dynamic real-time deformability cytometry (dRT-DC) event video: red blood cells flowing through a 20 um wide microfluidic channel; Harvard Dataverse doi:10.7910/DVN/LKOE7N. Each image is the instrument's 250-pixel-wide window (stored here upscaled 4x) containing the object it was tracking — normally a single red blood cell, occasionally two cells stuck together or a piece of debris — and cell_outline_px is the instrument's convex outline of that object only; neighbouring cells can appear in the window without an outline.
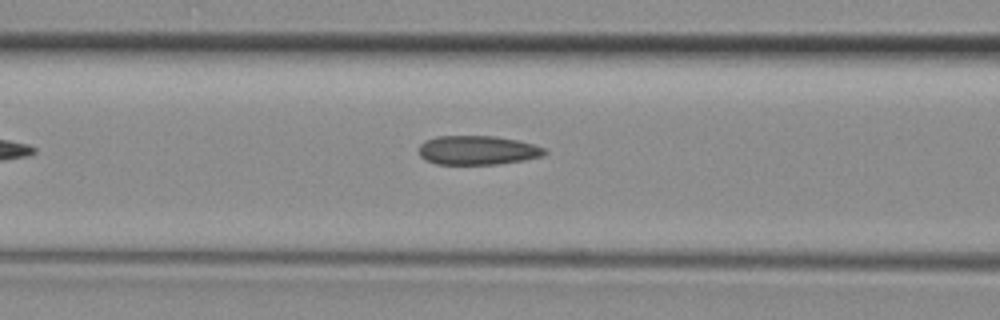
{"species": "common noctule bat (a hibernating species)", "species_latin": "Nyctalus noctula", "temperature_condition": "room temperature", "stored_images_in_passage": 22, "camera_frame_rate_fps": 3000, "um_per_image_px": 0.085, "animal": {"sex": "female", "body_mass_g": 29.2, "forearm_length_mm": 56.3}, "frame": {"image": 1, "passage_image": 4, "time_ms": 1.0, "image_size_px": [1000, 320], "cell_outline_px": [[548, 152], [544, 156], [524, 160], [500, 164], [436, 164], [424, 160], [420, 156], [420, 144], [424, 140], [436, 136], [492, 136], [516, 140], [532, 144], [544, 148]], "centroid_in_image_um": [40.58, 12.77], "position_along_channel_um": 126.0, "area_um2": 21.39}}
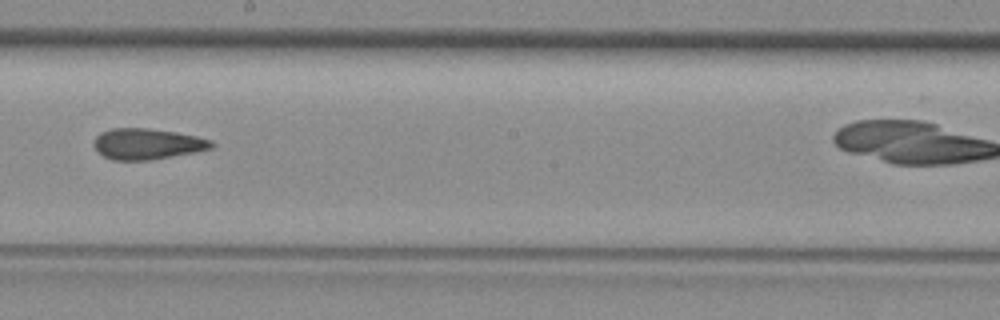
{"frame": {"image": 2, "passage_image": 11, "time_ms": 3.333, "image_size_px": [1000, 320], "cell_outline_px": [[216, 144], [212, 148], [172, 156], [148, 160], [112, 160], [96, 152], [92, 144], [96, 136], [100, 132], [112, 128], [148, 128], [176, 132], [196, 136], [212, 140]], "centroid_in_image_um": [12.47, 12.23], "position_along_channel_um": 235.7, "area_um2": 21.27}}
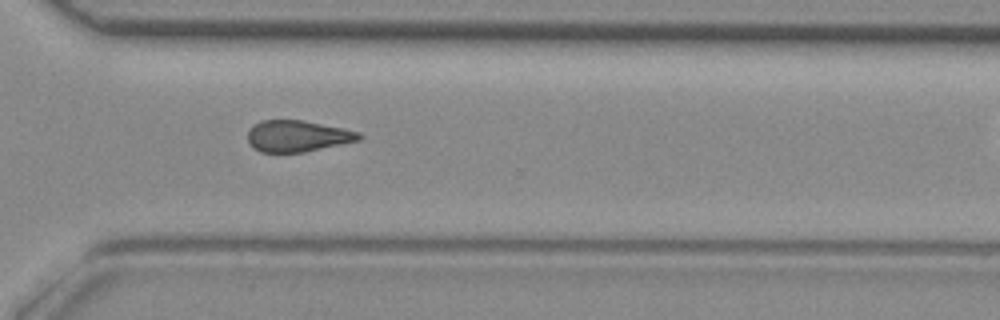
{"frame": {"image": 3, "passage_image": 18, "time_ms": 5.667, "image_size_px": [1000, 320], "cell_outline_px": [[364, 136], [360, 140], [304, 152], [260, 152], [252, 148], [248, 140], [248, 132], [260, 120], [304, 120], [360, 132]], "centroid_in_image_um": [25.3, 11.57], "position_along_channel_um": 345.3, "area_um2": 20.29}}